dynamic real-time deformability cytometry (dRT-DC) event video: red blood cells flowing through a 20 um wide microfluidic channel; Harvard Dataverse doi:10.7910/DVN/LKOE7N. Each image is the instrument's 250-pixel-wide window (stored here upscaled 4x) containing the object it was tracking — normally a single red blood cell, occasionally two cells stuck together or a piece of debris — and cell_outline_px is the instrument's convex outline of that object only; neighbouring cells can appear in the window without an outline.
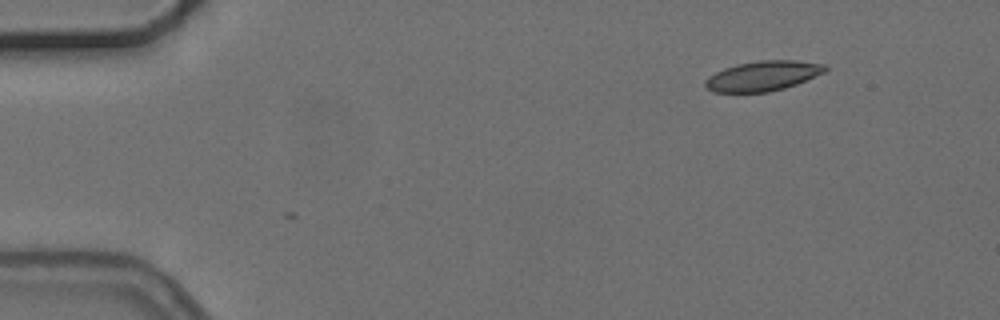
{"species": "common noctule bat (a hibernating species)", "species_latin": "Nyctalus noctula", "temperature_condition": "cold", "stored_images_in_passage": 4, "camera_frame_rate_fps": 3000, "um_per_image_px": 0.085, "animal": {"sex": "female", "body_mass_g": 24.6, "forearm_length_mm": 56.2}, "frame": {"image": 1, "passage_image": 1, "time_ms": 0.0, "image_size_px": [1000, 320], "cell_outline_px": [[828, 72], [796, 84], [784, 88], [768, 92], [712, 92], [704, 84], [704, 80], [708, 76], [724, 68], [736, 64], [760, 60], [796, 60], [828, 64]], "centroid_in_image_um": [64.9, 6.44], "position_along_channel_um": 20.1, "area_um2": 21.21}}
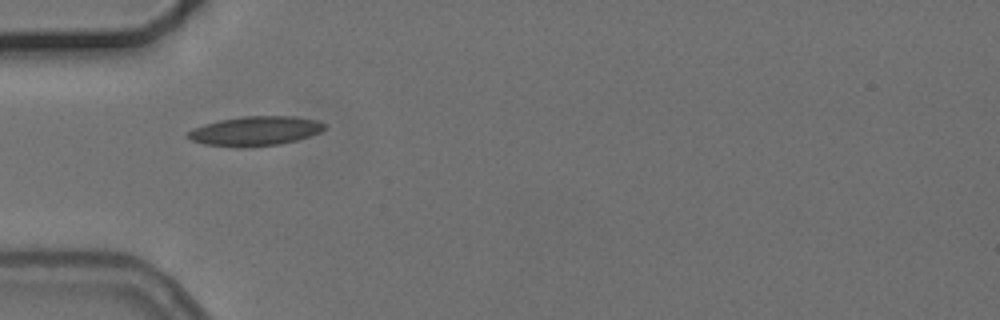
{"frame": {"image": 2, "passage_image": 4, "time_ms": 3.667, "image_size_px": [1000, 320], "cell_outline_px": [[328, 128], [320, 132], [296, 140], [280, 144], [244, 148], [236, 148], [204, 144], [192, 140], [184, 136], [192, 128], [204, 124], [220, 120], [240, 116], [296, 116], [316, 120], [328, 124]], "centroid_in_image_um": [21.69, 11.14], "position_along_channel_um": 63.3, "area_um2": 23.81}}